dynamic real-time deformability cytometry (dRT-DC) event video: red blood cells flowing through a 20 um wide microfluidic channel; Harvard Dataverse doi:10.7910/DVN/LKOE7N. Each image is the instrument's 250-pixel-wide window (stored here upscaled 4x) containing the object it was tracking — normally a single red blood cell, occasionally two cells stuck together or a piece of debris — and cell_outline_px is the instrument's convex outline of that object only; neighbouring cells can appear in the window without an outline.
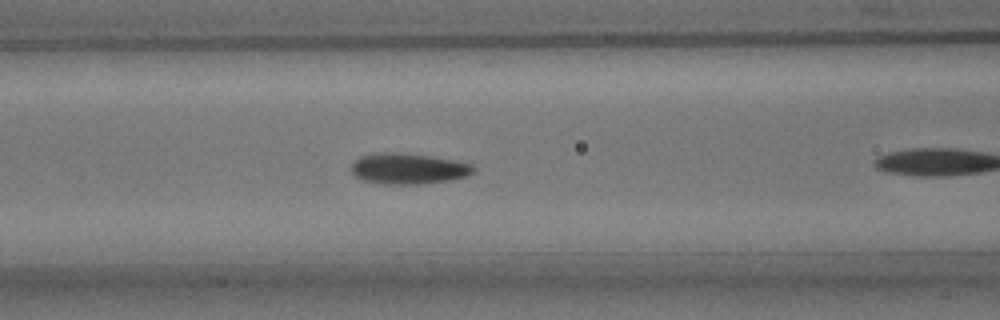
{"species": "common noctule bat (a hibernating species)", "species_latin": "Nyctalus noctula", "temperature_condition": "room temperature", "stored_images_in_passage": 14, "camera_frame_rate_fps": 3000, "um_per_image_px": 0.085, "animal": {"sex": "male", "body_mass_g": 15.6}, "frame": {"image": 1, "passage_image": 10, "time_ms": 3.0, "image_size_px": [1000, 320], "cell_outline_px": [[476, 168], [468, 176], [452, 180], [416, 184], [384, 184], [360, 180], [352, 176], [348, 168], [360, 156], [376, 152], [392, 152], [428, 156], [452, 160], [472, 164]], "centroid_in_image_um": [34.63, 14.34], "position_along_channel_um": 132.0, "area_um2": 22.14}}